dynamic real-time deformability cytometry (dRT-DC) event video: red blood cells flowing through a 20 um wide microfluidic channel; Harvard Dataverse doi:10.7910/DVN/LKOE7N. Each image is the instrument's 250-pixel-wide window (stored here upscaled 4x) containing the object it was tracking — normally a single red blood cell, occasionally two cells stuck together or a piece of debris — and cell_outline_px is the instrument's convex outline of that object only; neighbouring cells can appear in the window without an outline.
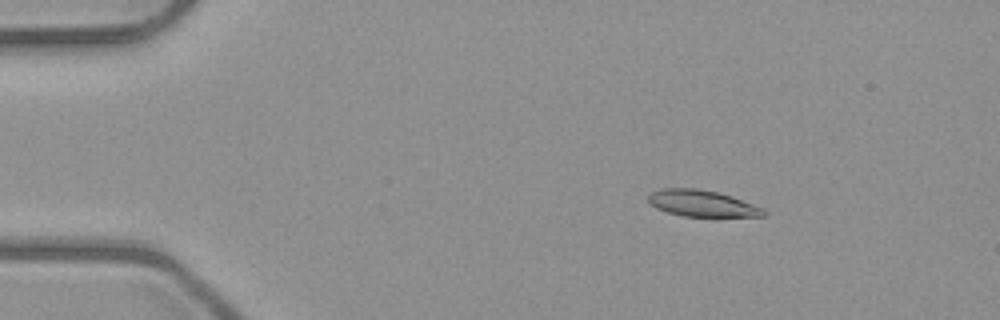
{"species": "common noctule bat (a hibernating species)", "species_latin": "Nyctalus noctula", "temperature_condition": "room temperature", "stored_images_in_passage": 5, "camera_frame_rate_fps": 3000, "um_per_image_px": 0.085, "animal": {"sex": "male", "body_mass_g": 23.1, "forearm_length_mm": 52.7}, "frame": {"image": 1, "passage_image": 2, "time_ms": 1.333, "image_size_px": [1000, 320], "cell_outline_px": [[768, 212], [764, 216], [684, 216], [668, 212], [656, 208], [648, 200], [648, 196], [652, 192], [660, 188], [696, 188], [716, 192], [732, 196], [764, 208]], "centroid_in_image_um": [59.69, 17.28], "position_along_channel_um": 25.3, "area_um2": 17.63}}